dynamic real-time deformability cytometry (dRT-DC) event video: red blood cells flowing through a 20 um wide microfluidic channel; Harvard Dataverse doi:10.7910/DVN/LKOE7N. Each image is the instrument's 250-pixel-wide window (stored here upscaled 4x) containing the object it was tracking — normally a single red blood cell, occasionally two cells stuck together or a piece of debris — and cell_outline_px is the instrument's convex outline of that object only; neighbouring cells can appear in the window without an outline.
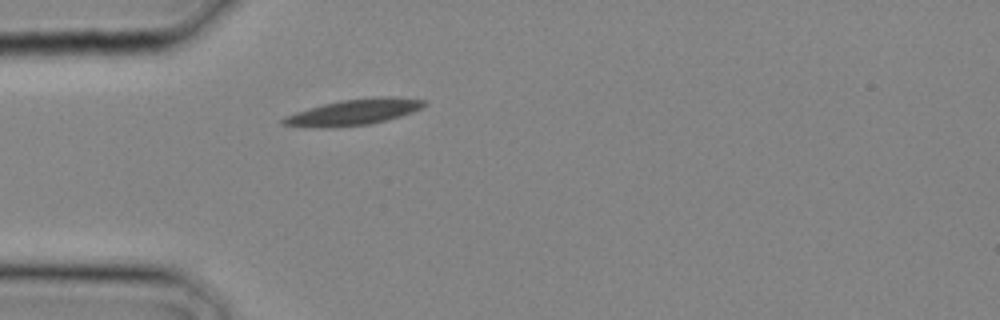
{"species": "common noctule bat (a hibernating species)", "species_latin": "Nyctalus noctula", "temperature_condition": "cold", "stored_images_in_passage": 1, "camera_frame_rate_fps": 3000, "um_per_image_px": 0.085, "animal": {"sex": "male", "body_mass_g": 20.4}, "frame": {"image": 1, "passage_image": 1, "time_ms": 0.0, "image_size_px": [1000, 320], "cell_outline_px": [[428, 104], [412, 112], [400, 116], [368, 124], [332, 128], [304, 128], [280, 124], [280, 120], [284, 116], [296, 112], [324, 104], [344, 100], [380, 96], [388, 96], [424, 100]], "centroid_in_image_um": [29.99, 9.55], "position_along_channel_um": 55.0, "area_um2": 21.27}}